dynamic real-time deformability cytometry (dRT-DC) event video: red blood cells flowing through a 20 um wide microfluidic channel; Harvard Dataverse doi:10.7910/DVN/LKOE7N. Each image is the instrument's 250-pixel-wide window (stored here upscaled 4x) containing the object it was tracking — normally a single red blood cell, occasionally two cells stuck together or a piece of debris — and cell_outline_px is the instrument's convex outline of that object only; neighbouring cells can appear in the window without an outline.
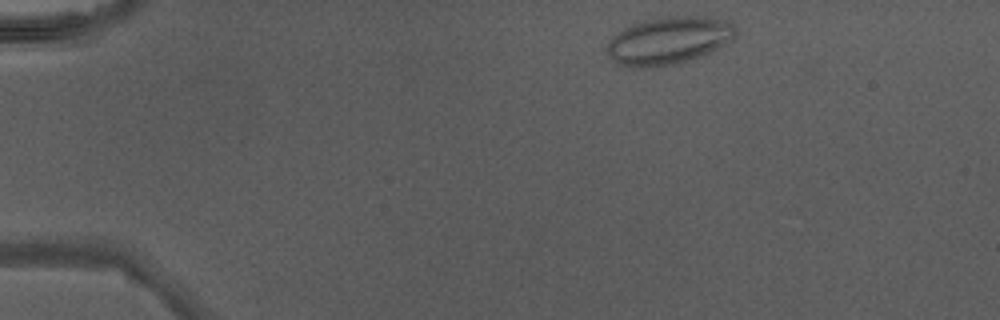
{"species": "Egyptian fruit bat (a non-hibernating species)", "species_latin": "Rousettus aegyptiacus", "temperature_condition": "warm", "stored_images_in_passage": 41, "camera_frame_rate_fps": 3000, "um_per_image_px": 0.085, "animal": {"sex": "male"}, "frame": {"image": 1, "passage_image": 2, "time_ms": 0.333, "image_size_px": [1000, 320], "cell_outline_px": [[736, 36], [732, 40], [692, 60], [656, 68], [632, 68], [616, 64], [608, 56], [608, 44], [612, 36], [624, 28], [632, 24], [644, 20], [660, 16], [704, 16], [732, 20], [736, 28]], "centroid_in_image_um": [56.85, 3.44], "position_along_channel_um": 28.2, "area_um2": 36.24}}
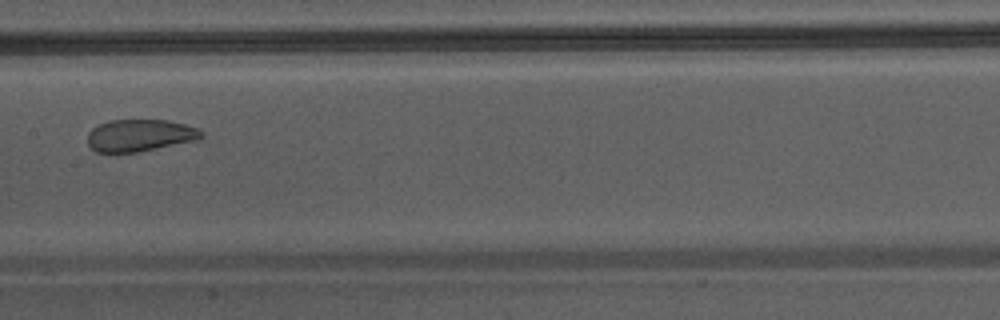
{"frame": {"image": 2, "passage_image": 19, "time_ms": 6.0, "image_size_px": [1000, 320], "cell_outline_px": [[204, 136], [200, 140], [136, 152], [96, 152], [88, 144], [88, 132], [92, 128], [108, 120], [168, 120], [184, 124], [196, 128], [204, 132]], "centroid_in_image_um": [11.92, 11.5], "position_along_channel_um": 195.5, "area_um2": 21.33}}
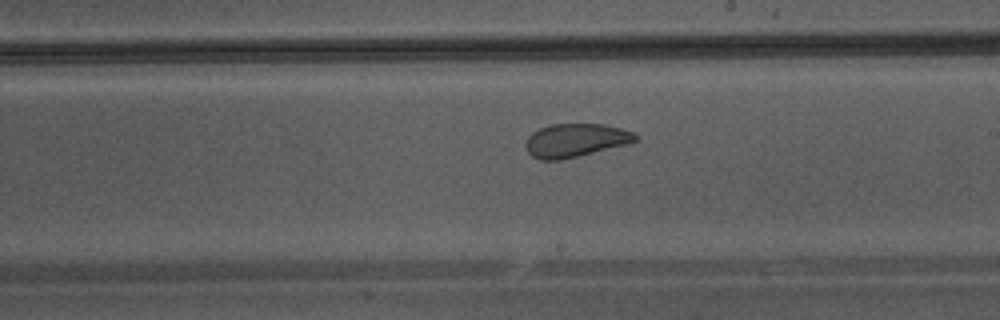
{"frame": {"image": 3, "passage_image": 22, "time_ms": 7.0, "image_size_px": [1000, 320], "cell_outline_px": [[640, 140], [628, 144], [560, 160], [540, 160], [532, 156], [528, 152], [524, 144], [528, 136], [532, 132], [540, 128], [552, 124], [604, 124], [620, 128], [632, 132], [640, 136]], "centroid_in_image_um": [48.92, 11.92], "position_along_channel_um": 240.1, "area_um2": 21.44}}